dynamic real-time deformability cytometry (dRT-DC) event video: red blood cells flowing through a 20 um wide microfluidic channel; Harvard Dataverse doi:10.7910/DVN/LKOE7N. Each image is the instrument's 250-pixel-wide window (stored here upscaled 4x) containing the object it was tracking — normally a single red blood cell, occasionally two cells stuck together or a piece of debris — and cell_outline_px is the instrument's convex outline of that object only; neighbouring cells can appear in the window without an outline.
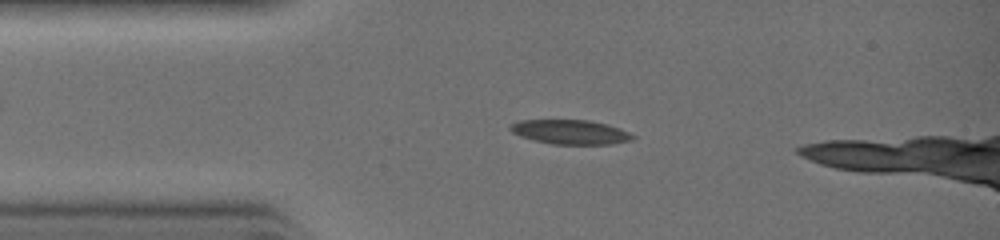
{"species": "common noctule bat (a hibernating species)", "species_latin": "Nyctalus noctula", "temperature_condition": "warm", "stored_images_in_passage": 23, "camera_frame_rate_fps": 3000, "um_per_image_px": 0.085, "animal": {"sex": "female", "body_mass_g": 19.0, "forearm_length_mm": 51.5}, "frame": {"image": 1, "passage_image": 1, "time_ms": 0.0, "image_size_px": [1000, 240], "cell_outline_px": [[636, 136], [632, 140], [612, 144], [552, 144], [532, 140], [520, 136], [512, 132], [508, 128], [512, 124], [520, 120], [588, 120], [620, 128]], "centroid_in_image_um": [48.47, 11.23], "position_along_channel_um": 36.5, "area_um2": 17.34}}
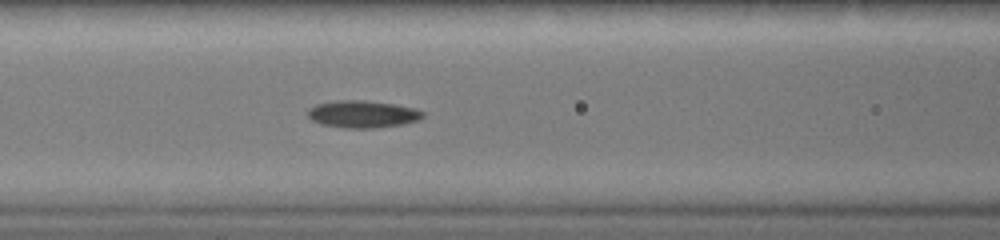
{"frame": {"image": 2, "passage_image": 7, "time_ms": 2.0, "image_size_px": [1000, 240], "cell_outline_px": [[424, 116], [420, 120], [404, 124], [372, 128], [344, 128], [320, 124], [312, 120], [308, 116], [308, 108], [316, 104], [336, 100], [364, 100], [392, 104], [416, 108], [424, 112]], "centroid_in_image_um": [30.82, 9.7], "position_along_channel_um": 135.8, "area_um2": 18.38}}
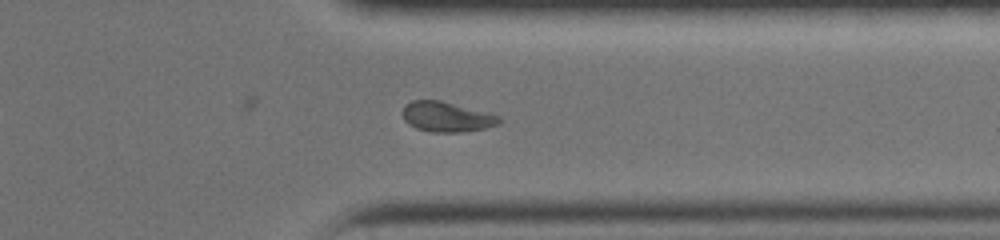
{"frame": {"image": 3, "passage_image": 19, "time_ms": 6.0, "image_size_px": [1000, 240], "cell_outline_px": [[504, 120], [500, 124], [484, 128], [464, 132], [432, 132], [416, 128], [408, 124], [404, 120], [400, 112], [404, 104], [412, 100], [440, 100], [488, 112], [500, 116]], "centroid_in_image_um": [37.95, 9.92], "position_along_channel_um": 373.4, "area_um2": 17.28}}